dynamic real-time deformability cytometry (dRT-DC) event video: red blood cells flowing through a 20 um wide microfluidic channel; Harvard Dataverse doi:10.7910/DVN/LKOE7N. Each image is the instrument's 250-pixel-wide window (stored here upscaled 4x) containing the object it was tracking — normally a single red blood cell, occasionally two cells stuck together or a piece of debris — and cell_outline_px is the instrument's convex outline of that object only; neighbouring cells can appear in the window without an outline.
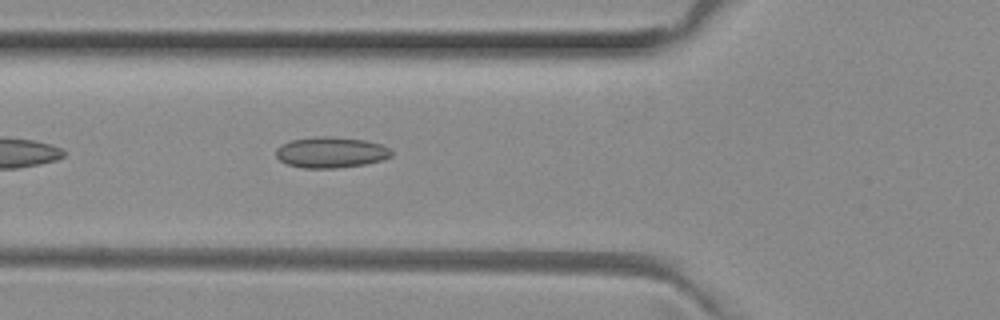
{"species": "common noctule bat (a hibernating species)", "species_latin": "Nyctalus noctula", "temperature_condition": "room temperature", "stored_images_in_passage": 35, "camera_frame_rate_fps": 3000, "um_per_image_px": 0.085, "animal": {"sex": "female", "body_mass_g": 29.2, "forearm_length_mm": 56.3}, "frame": {"image": 1, "passage_image": 5, "time_ms": 1.333, "image_size_px": [1000, 320], "cell_outline_px": [[392, 156], [380, 160], [364, 164], [336, 168], [304, 168], [288, 164], [280, 160], [276, 156], [276, 148], [280, 144], [292, 140], [316, 136], [328, 136], [364, 140], [380, 144], [388, 148], [392, 152]], "centroid_in_image_um": [28.09, 12.95], "position_along_channel_um": 97.7, "area_um2": 20.63}}
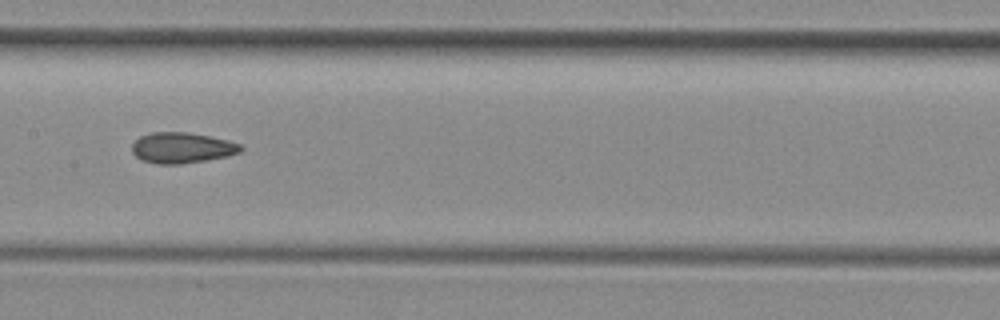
{"frame": {"image": 2, "passage_image": 12, "time_ms": 3.667, "image_size_px": [1000, 320], "cell_outline_px": [[244, 148], [240, 152], [228, 156], [180, 164], [156, 164], [140, 160], [132, 152], [132, 144], [140, 136], [152, 132], [184, 132], [208, 136], [228, 140], [240, 144]], "centroid_in_image_um": [15.44, 12.57], "position_along_channel_um": 192.0, "area_um2": 19.42}}
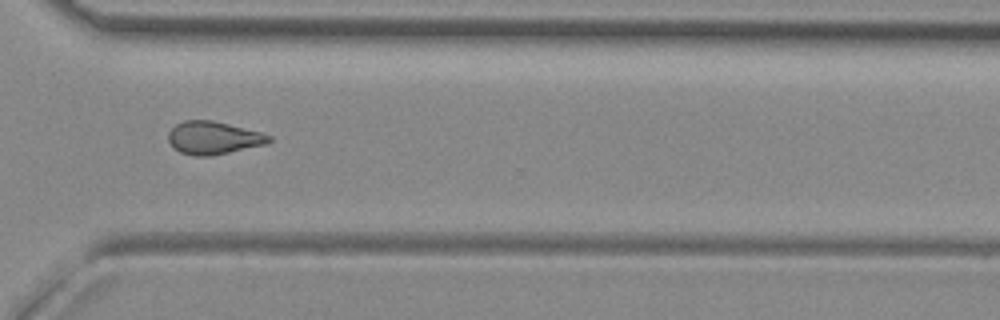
{"frame": {"image": 3, "passage_image": 24, "time_ms": 7.667, "image_size_px": [1000, 320], "cell_outline_px": [[272, 140], [268, 144], [208, 156], [196, 156], [180, 152], [168, 140], [168, 132], [176, 124], [184, 120], [212, 120], [260, 132], [272, 136]], "centroid_in_image_um": [18.15, 11.71], "position_along_channel_um": 352.4, "area_um2": 19.07}, "authors_computed_cell_mechanics": {"area_um2": 18.9006, "velocity_mm_per_s": 4.022, "shape_relaxation_time_tau1_ms": null, "shape_relaxation_time_tau2_ms": 3.0389, "deformation_change_tau1": null, "deformation_change_tau2": 0.0911}}